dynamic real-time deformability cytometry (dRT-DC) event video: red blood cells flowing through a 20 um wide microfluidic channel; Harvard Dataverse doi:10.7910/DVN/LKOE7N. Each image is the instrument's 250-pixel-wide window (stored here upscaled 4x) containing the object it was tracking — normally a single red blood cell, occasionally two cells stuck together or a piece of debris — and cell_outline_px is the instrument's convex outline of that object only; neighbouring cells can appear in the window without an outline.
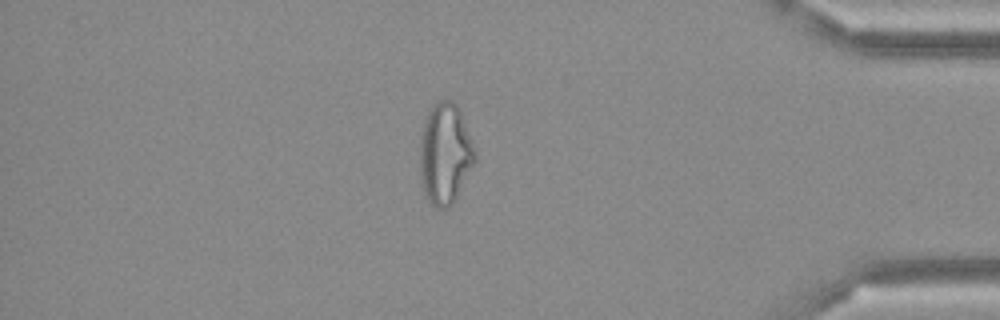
{"species": "Egyptian fruit bat (a non-hibernating species)", "species_latin": "Rousettus aegyptiacus", "temperature_condition": "cold", "stored_images_in_passage": 49, "camera_frame_rate_fps": 3000, "um_per_image_px": 0.085, "frame": {"image": 1, "passage_image": 42, "time_ms": 13.667, "image_size_px": [1000, 320], "cell_outline_px": [[476, 160], [456, 200], [444, 212], [436, 208], [424, 196], [420, 180], [420, 136], [424, 120], [428, 112], [444, 96], [452, 100], [456, 104], [460, 112], [472, 140], [476, 152]], "centroid_in_image_um": [37.82, 13.11], "position_along_channel_um": 397.4, "area_um2": 33.0}}